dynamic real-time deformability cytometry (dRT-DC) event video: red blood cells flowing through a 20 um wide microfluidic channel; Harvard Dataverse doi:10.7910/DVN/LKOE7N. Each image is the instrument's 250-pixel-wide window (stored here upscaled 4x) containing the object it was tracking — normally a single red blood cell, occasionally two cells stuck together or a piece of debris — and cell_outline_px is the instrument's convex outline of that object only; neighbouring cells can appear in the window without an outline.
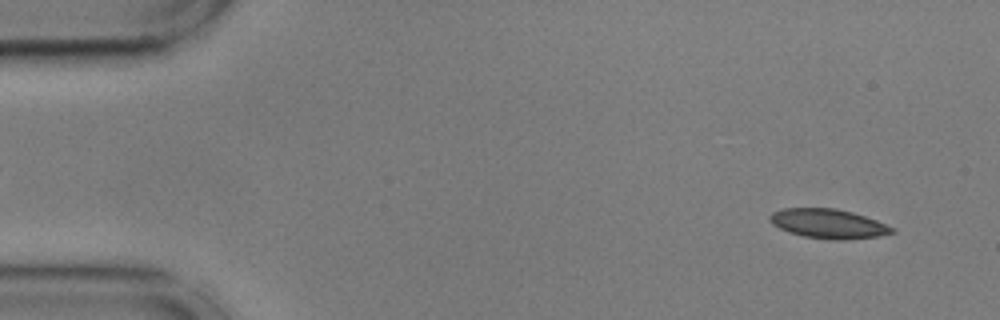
{"species": "common noctule bat (a hibernating species)", "species_latin": "Nyctalus noctula", "temperature_condition": "cold", "stored_images_in_passage": 11, "camera_frame_rate_fps": 3000, "um_per_image_px": 0.085, "animal": {"sex": "male", "body_mass_g": 17.9, "forearm_length_mm": 54.2}, "frame": {"image": 1, "passage_image": 3, "time_ms": 0.667, "image_size_px": [1000, 320], "cell_outline_px": [[896, 232], [880, 236], [844, 240], [828, 240], [804, 236], [788, 232], [772, 224], [768, 220], [768, 216], [772, 212], [784, 208], [836, 208], [852, 212], [876, 220], [896, 228]], "centroid_in_image_um": [70.41, 19.02], "position_along_channel_um": 14.6, "area_um2": 21.15}}